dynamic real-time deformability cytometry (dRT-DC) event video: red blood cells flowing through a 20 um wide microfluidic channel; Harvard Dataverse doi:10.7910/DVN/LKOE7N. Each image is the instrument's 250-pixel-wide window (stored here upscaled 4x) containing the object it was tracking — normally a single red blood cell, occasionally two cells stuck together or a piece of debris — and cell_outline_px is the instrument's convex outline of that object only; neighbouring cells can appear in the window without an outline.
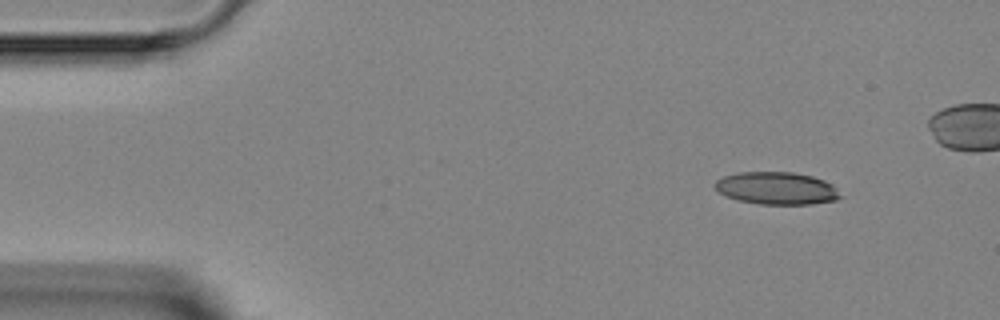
{"species": "Egyptian fruit bat (a non-hibernating species)", "species_latin": "Rousettus aegyptiacus", "temperature_condition": "room temperature", "stored_images_in_passage": 4, "camera_frame_rate_fps": 3000, "um_per_image_px": 0.085, "animal": {"sex": "female"}, "frame": {"image": 1, "passage_image": 1, "time_ms": 0.0, "image_size_px": [1000, 320], "cell_outline_px": [[844, 196], [836, 200], [812, 204], [760, 204], [740, 200], [716, 192], [712, 184], [716, 180], [724, 176], [736, 172], [792, 172], [812, 176], [824, 180], [832, 184]], "centroid_in_image_um": [66.01, 16.0], "position_along_channel_um": 19.0, "area_um2": 23.93}}